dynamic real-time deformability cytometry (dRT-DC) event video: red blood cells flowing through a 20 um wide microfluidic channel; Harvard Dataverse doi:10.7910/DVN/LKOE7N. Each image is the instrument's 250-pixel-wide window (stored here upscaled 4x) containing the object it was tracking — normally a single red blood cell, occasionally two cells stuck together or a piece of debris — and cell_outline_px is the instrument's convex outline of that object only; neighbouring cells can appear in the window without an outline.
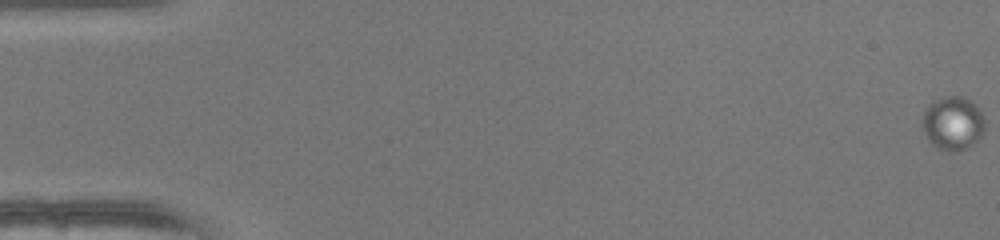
{"species": "human", "species_latin": "Homo sapiens", "temperature_condition": "warm", "stored_images_in_passage": 51, "camera_frame_rate_fps": 3000, "um_per_image_px": 0.085, "donor": {"sex": "female"}, "frame": {"image": 1, "passage_image": 1, "time_ms": 0.0, "image_size_px": [1000, 240], "cell_outline_px": [[984, 132], [968, 148], [956, 152], [948, 152], [936, 148], [924, 136], [924, 112], [928, 104], [944, 96], [960, 96], [976, 104], [980, 108], [984, 116]], "centroid_in_image_um": [81.01, 10.49], "position_along_channel_um": 4.0, "area_um2": 19.65}}